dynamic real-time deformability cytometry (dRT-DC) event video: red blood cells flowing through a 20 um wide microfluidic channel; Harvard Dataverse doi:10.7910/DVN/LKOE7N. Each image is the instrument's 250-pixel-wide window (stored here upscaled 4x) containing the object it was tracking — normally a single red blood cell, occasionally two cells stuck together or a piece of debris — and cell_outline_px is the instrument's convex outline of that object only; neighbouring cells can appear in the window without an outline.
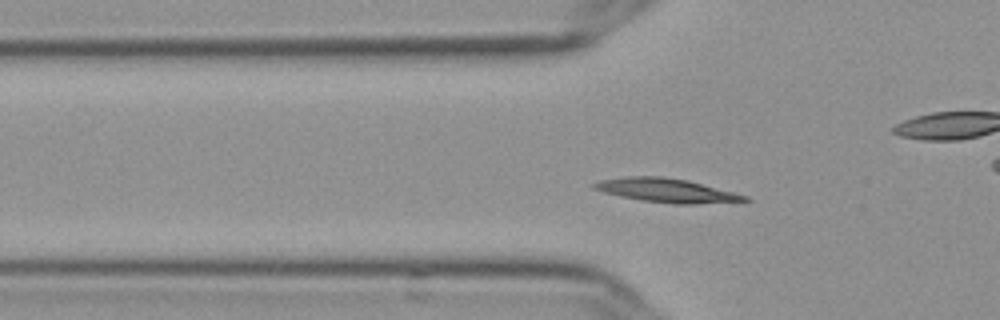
{"species": "Egyptian fruit bat (a non-hibernating species)", "species_latin": "Rousettus aegyptiacus", "temperature_condition": "cold", "stored_images_in_passage": 52, "camera_frame_rate_fps": 3000, "um_per_image_px": 0.085, "frame": {"image": 1, "passage_image": 13, "time_ms": 4.0, "image_size_px": [1000, 320], "cell_outline_px": [[752, 200], [696, 204], [676, 204], [640, 200], [620, 196], [604, 192], [592, 188], [592, 184], [600, 180], [628, 176], [664, 176], [688, 180], [748, 196]], "centroid_in_image_um": [56.65, 16.18], "position_along_channel_um": 69.2, "area_um2": 20.87}}
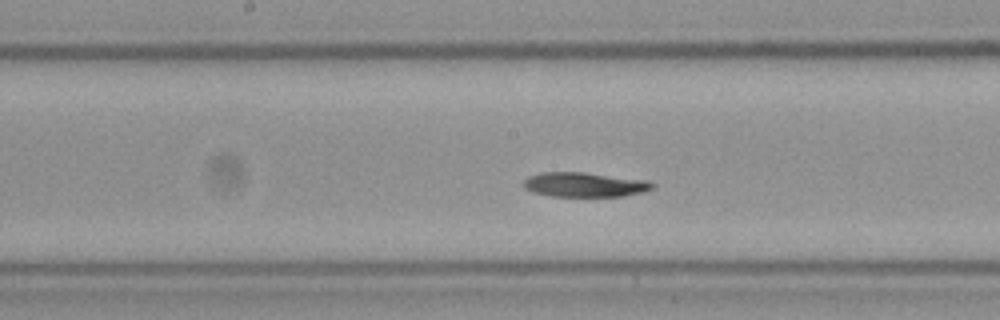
{"frame": {"image": 2, "passage_image": 24, "time_ms": 7.667, "image_size_px": [1000, 320], "cell_outline_px": [[656, 188], [644, 192], [624, 196], [552, 196], [532, 192], [524, 188], [524, 180], [528, 176], [540, 172], [584, 172], [648, 180], [656, 184]], "centroid_in_image_um": [49.73, 15.69], "position_along_channel_um": 198.5, "area_um2": 18.67}}
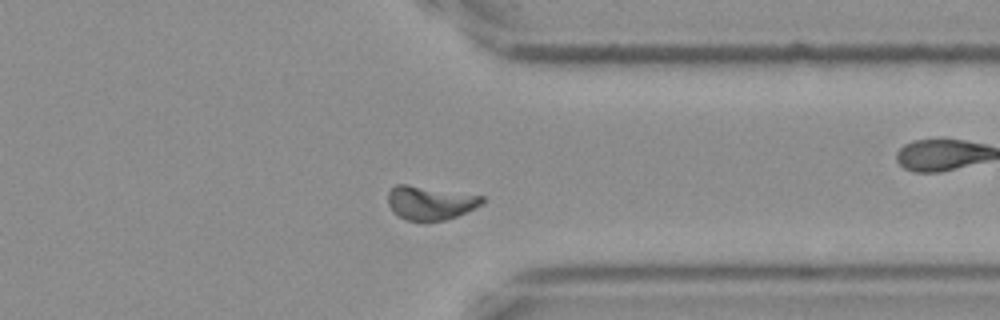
{"frame": {"image": 3, "passage_image": 39, "time_ms": 12.667, "image_size_px": [1000, 320], "cell_outline_px": [[488, 200], [484, 204], [476, 208], [456, 216], [444, 220], [404, 220], [392, 212], [388, 204], [388, 192], [396, 184], [408, 184], [484, 196]], "centroid_in_image_um": [36.59, 17.23], "position_along_channel_um": 374.8, "area_um2": 18.73}, "authors_computed_cell_mechanics": {"area_um2": 18.7272, "velocity_mm_per_s": 3.5553, "shape_relaxation_time_tau1_ms": 10.5079, "shape_relaxation_time_tau2_ms": null, "deformation_change_tau1": 0.1864, "deformation_change_tau2": null}}